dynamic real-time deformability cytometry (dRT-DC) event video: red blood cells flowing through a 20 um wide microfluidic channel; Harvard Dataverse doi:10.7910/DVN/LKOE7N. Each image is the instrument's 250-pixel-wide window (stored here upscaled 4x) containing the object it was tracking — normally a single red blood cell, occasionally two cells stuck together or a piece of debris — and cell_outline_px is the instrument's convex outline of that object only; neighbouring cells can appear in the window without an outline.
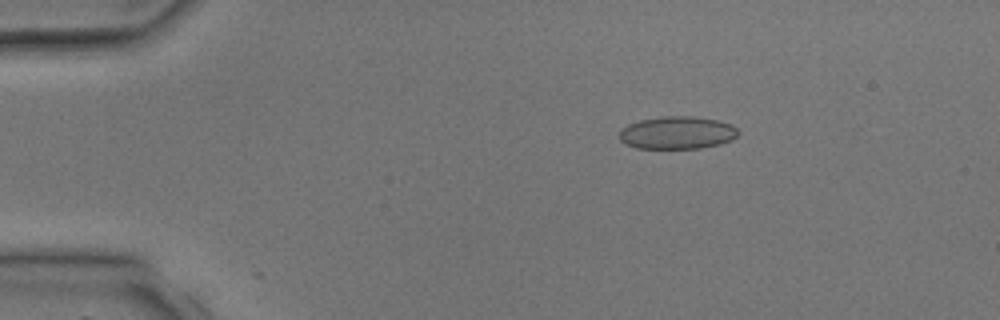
{"species": "common noctule bat (a hibernating species)", "species_latin": "Nyctalus noctula", "temperature_condition": "room temperature", "stored_images_in_passage": 3, "camera_frame_rate_fps": 3000, "um_per_image_px": 0.085, "animal": {"sex": "male", "body_mass_g": 17.9, "forearm_length_mm": 54.2}, "frame": {"image": 1, "passage_image": 2, "time_ms": 2.0, "image_size_px": [1000, 320], "cell_outline_px": [[740, 132], [732, 140], [720, 144], [700, 148], [636, 148], [624, 144], [620, 140], [620, 132], [628, 124], [640, 120], [664, 116], [692, 116], [716, 120], [732, 124]], "centroid_in_image_um": [57.58, 11.28], "position_along_channel_um": 27.4, "area_um2": 22.6}}